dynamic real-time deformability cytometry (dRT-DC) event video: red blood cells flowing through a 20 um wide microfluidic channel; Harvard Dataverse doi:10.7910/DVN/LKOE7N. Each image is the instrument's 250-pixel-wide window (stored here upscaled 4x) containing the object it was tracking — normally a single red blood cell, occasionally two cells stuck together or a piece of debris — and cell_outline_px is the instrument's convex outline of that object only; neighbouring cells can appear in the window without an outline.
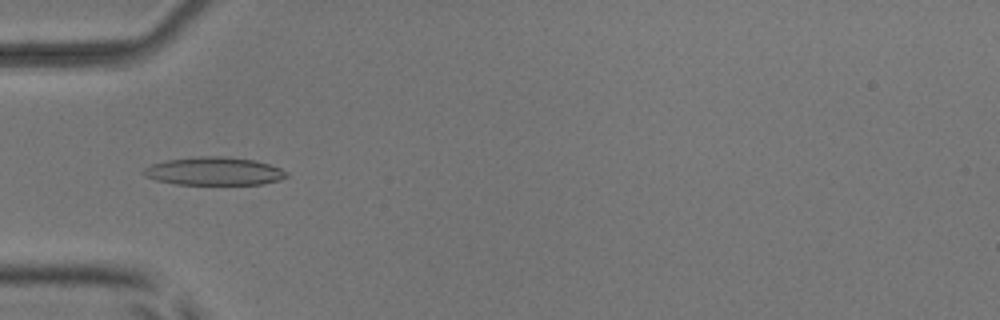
{"species": "common noctule bat (a hibernating species)", "species_latin": "Nyctalus noctula", "temperature_condition": "room temperature", "stored_images_in_passage": 53, "camera_frame_rate_fps": 3000, "um_per_image_px": 0.085, "animal": {"sex": "male", "body_mass_g": 17.9, "forearm_length_mm": 54.2}, "frame": {"image": 1, "passage_image": 18, "time_ms": 5.667, "image_size_px": [1000, 320], "cell_outline_px": [[288, 176], [280, 180], [264, 184], [176, 184], [156, 180], [144, 176], [140, 172], [144, 168], [152, 164], [168, 160], [200, 156], [224, 156], [252, 160], [268, 164], [280, 168], [288, 172]], "centroid_in_image_um": [18.19, 14.55], "position_along_channel_um": 66.8, "area_um2": 23.35}}
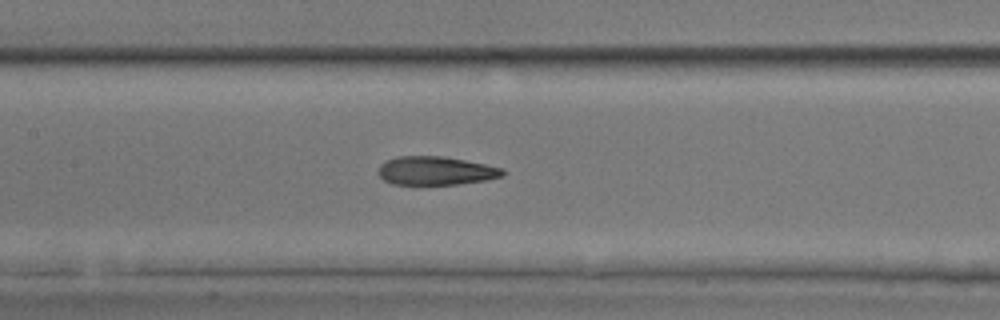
{"frame": {"image": 2, "passage_image": 26, "time_ms": 8.333, "image_size_px": [1000, 320], "cell_outline_px": [[504, 176], [484, 180], [456, 184], [392, 184], [384, 180], [380, 176], [380, 164], [396, 156], [444, 156], [504, 168]], "centroid_in_image_um": [37.05, 14.51], "position_along_channel_um": 170.4, "area_um2": 20.46}}
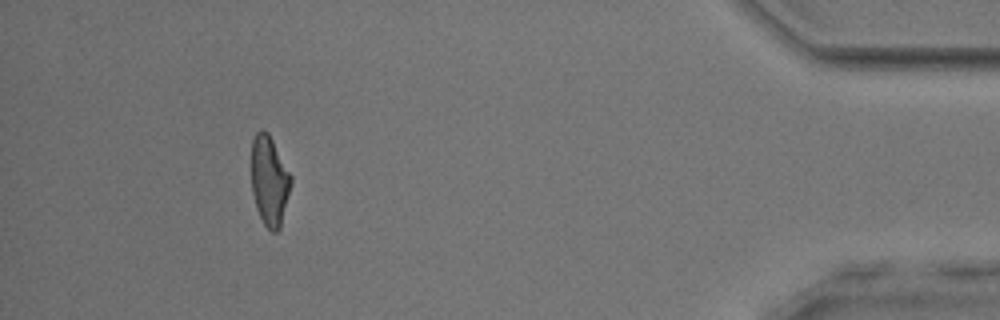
{"frame": {"image": 3, "passage_image": 49, "time_ms": 16.0, "image_size_px": [1000, 320], "cell_outline_px": [[292, 180], [280, 228], [276, 232], [272, 232], [264, 224], [256, 208], [252, 192], [252, 140], [256, 132], [264, 128], [268, 132], [292, 176]], "centroid_in_image_um": [22.9, 15.34], "position_along_channel_um": 412.3, "area_um2": 20.58}, "authors_computed_cell_mechanics": {"area_um2": 21.5016, "velocity_mm_per_s": 3.9272, "shape_relaxation_time_tau1_ms": 6.2261, "shape_relaxation_time_tau2_ms": 2.0434, "deformation_change_tau1": 0.1829, "deformation_change_tau2": 0.0988}}